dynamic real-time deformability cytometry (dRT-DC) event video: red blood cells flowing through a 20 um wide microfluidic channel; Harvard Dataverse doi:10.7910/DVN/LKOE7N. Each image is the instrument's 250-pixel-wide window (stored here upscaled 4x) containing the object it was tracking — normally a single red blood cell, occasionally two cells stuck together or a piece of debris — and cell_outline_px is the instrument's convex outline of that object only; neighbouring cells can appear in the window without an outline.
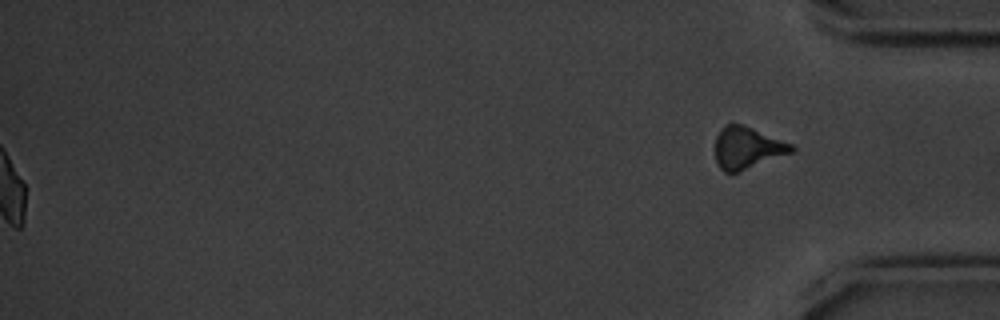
{"species": "common noctule bat (a hibernating species)", "species_latin": "Nyctalus noctula", "temperature_condition": "cold", "stored_images_in_passage": 56, "segment_of_instrument_passage": [2, 2], "camera_frame_rate_fps": 3000, "um_per_image_px": 0.085, "animal": {"sex": "male", "body_mass_g": 20.1, "forearm_length_mm": 53.5}, "frame": {"image": 1, "passage_image": 56, "time_ms": 18.333, "image_size_px": [1000, 320], "cell_outline_px": [[796, 148], [792, 152], [740, 172], [724, 172], [716, 164], [716, 136], [724, 124], [740, 124], [752, 128], [792, 144]], "centroid_in_image_um": [63.49, 12.58], "position_along_channel_um": 371.7, "area_um2": 18.5}}